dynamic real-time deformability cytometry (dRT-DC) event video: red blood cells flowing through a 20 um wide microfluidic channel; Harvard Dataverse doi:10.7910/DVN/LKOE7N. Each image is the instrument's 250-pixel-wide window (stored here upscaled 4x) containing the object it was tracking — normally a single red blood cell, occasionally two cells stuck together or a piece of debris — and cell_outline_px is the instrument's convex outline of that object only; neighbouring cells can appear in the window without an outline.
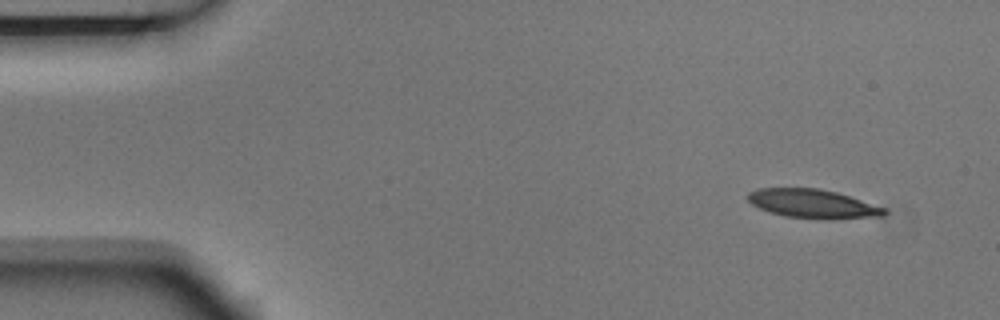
{"species": "Egyptian fruit bat (a non-hibernating species)", "species_latin": "Rousettus aegyptiacus", "temperature_condition": "room temperature", "stored_images_in_passage": 5, "camera_frame_rate_fps": 3000, "um_per_image_px": 0.085, "animal": {"sex": "male"}, "frame": {"image": 1, "passage_image": 1, "time_ms": 0.0, "image_size_px": [1000, 320], "cell_outline_px": [[888, 212], [884, 216], [828, 220], [788, 216], [772, 212], [760, 208], [752, 204], [748, 200], [748, 192], [756, 188], [820, 188], [836, 192], [884, 208]], "centroid_in_image_um": [69.09, 17.32], "position_along_channel_um": 15.9, "area_um2": 22.77}}
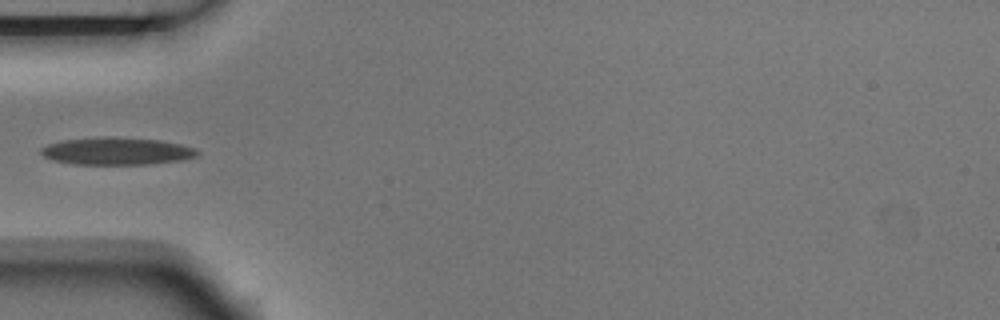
{"frame": {"image": 2, "passage_image": 4, "time_ms": 1.0, "image_size_px": [1000, 320], "cell_outline_px": [[200, 156], [184, 160], [148, 164], [72, 164], [52, 160], [44, 156], [40, 152], [40, 148], [48, 144], [60, 140], [104, 136], [112, 136], [160, 140], [180, 144], [196, 148], [200, 152]], "centroid_in_image_um": [9.94, 12.84], "position_along_channel_um": 75.1, "area_um2": 25.37}}
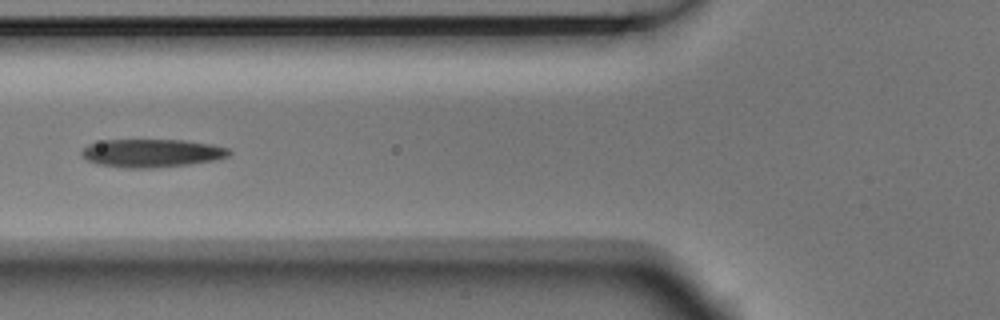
{"frame": {"image": 3, "passage_image": 5, "time_ms": 1.333, "image_size_px": [1000, 320], "cell_outline_px": [[232, 152], [228, 156], [220, 160], [188, 164], [152, 168], [124, 168], [96, 164], [88, 160], [80, 152], [88, 144], [104, 140], [184, 140], [212, 144], [228, 148]], "centroid_in_image_um": [12.94, 13.02], "position_along_channel_um": 112.9, "area_um2": 24.33}}